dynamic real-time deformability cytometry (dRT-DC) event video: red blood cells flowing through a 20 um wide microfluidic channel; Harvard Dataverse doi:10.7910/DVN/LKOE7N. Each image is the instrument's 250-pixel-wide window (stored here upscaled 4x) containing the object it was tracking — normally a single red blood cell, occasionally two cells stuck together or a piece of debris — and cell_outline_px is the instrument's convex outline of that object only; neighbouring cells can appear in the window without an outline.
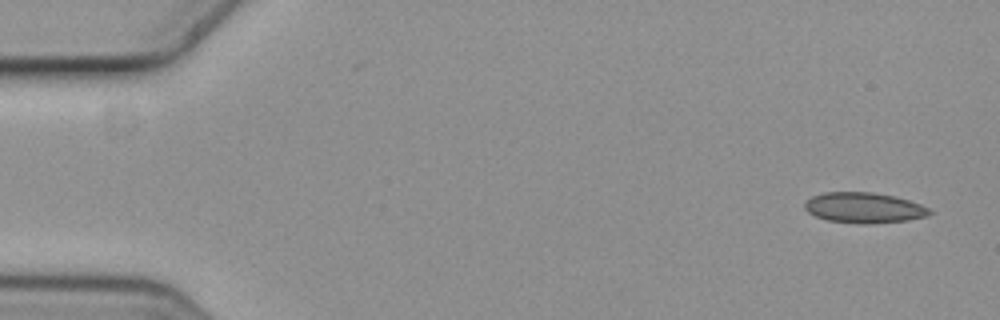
{"species": "common noctule bat (a hibernating species)", "species_latin": "Nyctalus noctula", "temperature_condition": "cold", "stored_images_in_passage": 5, "camera_frame_rate_fps": 3000, "um_per_image_px": 0.085, "animal": {"sex": "female", "body_mass_g": 19.3, "forearm_length_mm": 54.1}, "frame": {"image": 1, "passage_image": 1, "time_ms": 0.0, "image_size_px": [1000, 320], "cell_outline_px": [[932, 212], [928, 216], [908, 220], [868, 224], [864, 224], [828, 220], [816, 216], [808, 212], [804, 208], [804, 204], [812, 196], [824, 192], [872, 192], [896, 196], [920, 204], [928, 208]], "centroid_in_image_um": [73.45, 17.65], "position_along_channel_um": 11.6, "area_um2": 22.14}}
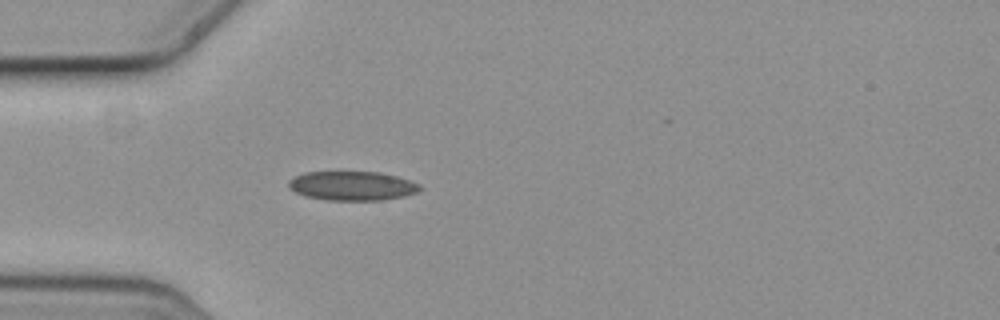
{"frame": {"image": 2, "passage_image": 5, "time_ms": 1.333, "image_size_px": [1000, 320], "cell_outline_px": [[420, 188], [416, 192], [404, 196], [384, 200], [328, 200], [304, 196], [296, 192], [288, 184], [288, 180], [304, 172], [380, 172], [396, 176], [408, 180], [416, 184]], "centroid_in_image_um": [29.9, 15.8], "position_along_channel_um": 55.1, "area_um2": 22.02}}